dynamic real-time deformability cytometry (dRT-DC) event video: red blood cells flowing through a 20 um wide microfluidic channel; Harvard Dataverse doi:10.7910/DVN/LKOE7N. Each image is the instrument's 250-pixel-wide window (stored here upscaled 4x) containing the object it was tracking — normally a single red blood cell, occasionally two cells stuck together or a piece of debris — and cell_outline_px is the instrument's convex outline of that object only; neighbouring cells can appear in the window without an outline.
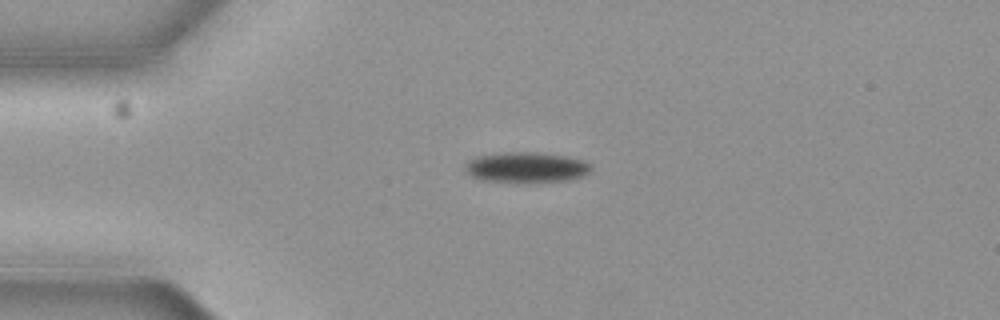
{"species": "common noctule bat (a hibernating species)", "species_latin": "Nyctalus noctula", "temperature_condition": "cold", "stored_images_in_passage": 1, "camera_frame_rate_fps": 3000, "um_per_image_px": 0.085, "animal": {"sex": "female", "body_mass_g": 19.3, "forearm_length_mm": 54.1}, "frame": {"image": 1, "passage_image": 1, "time_ms": 0.0, "image_size_px": [1000, 320], "cell_outline_px": [[592, 168], [588, 172], [580, 176], [568, 180], [528, 184], [484, 180], [472, 176], [464, 168], [464, 164], [468, 160], [476, 156], [504, 152], [528, 152], [568, 156], [592, 164]], "centroid_in_image_um": [44.71, 14.24], "position_along_channel_um": 40.3, "area_um2": 22.66}}